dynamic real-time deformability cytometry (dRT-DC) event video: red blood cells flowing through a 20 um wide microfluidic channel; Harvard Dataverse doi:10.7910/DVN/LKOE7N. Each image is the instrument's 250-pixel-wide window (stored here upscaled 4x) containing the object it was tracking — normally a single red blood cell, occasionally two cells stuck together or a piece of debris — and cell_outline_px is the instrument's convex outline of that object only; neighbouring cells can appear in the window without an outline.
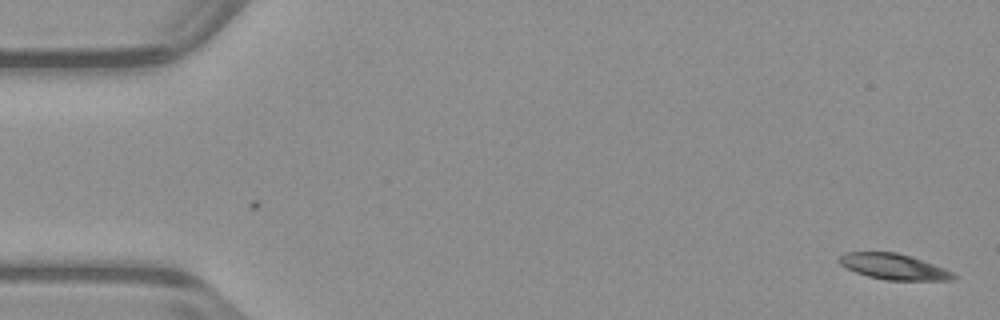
{"species": "common noctule bat (a hibernating species)", "species_latin": "Nyctalus noctula", "temperature_condition": "warm", "stored_images_in_passage": 52, "camera_frame_rate_fps": 3000, "um_per_image_px": 0.085, "animal": {"sex": "male", "body_mass_g": 23.1, "forearm_length_mm": 52.7}, "frame": {"image": 1, "passage_image": 1, "time_ms": 0.0, "image_size_px": [1000, 320], "cell_outline_px": [[956, 276], [952, 280], [884, 280], [868, 276], [856, 272], [840, 264], [836, 260], [844, 252], [896, 252], [912, 256], [944, 268], [952, 272]], "centroid_in_image_um": [75.94, 22.66], "position_along_channel_um": 9.1, "area_um2": 17.11}}
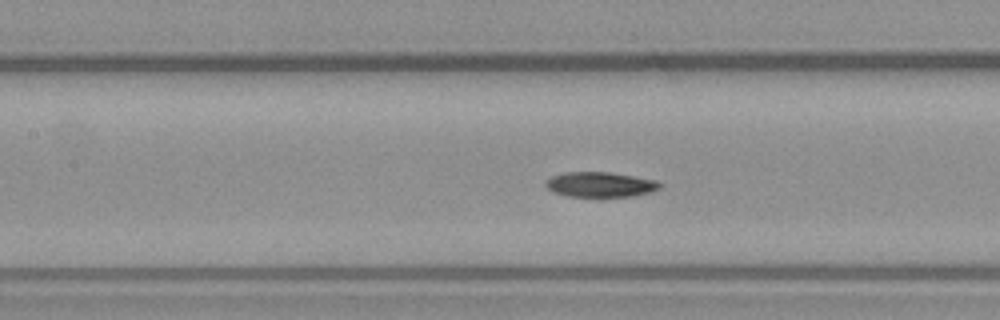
{"frame": {"image": 2, "passage_image": 23, "time_ms": 7.333, "image_size_px": [1000, 320], "cell_outline_px": [[660, 188], [652, 192], [632, 196], [568, 196], [552, 192], [544, 184], [544, 180], [552, 176], [564, 172], [608, 172], [656, 180], [660, 184]], "centroid_in_image_um": [50.98, 15.68], "position_along_channel_um": 156.4, "area_um2": 16.59}}
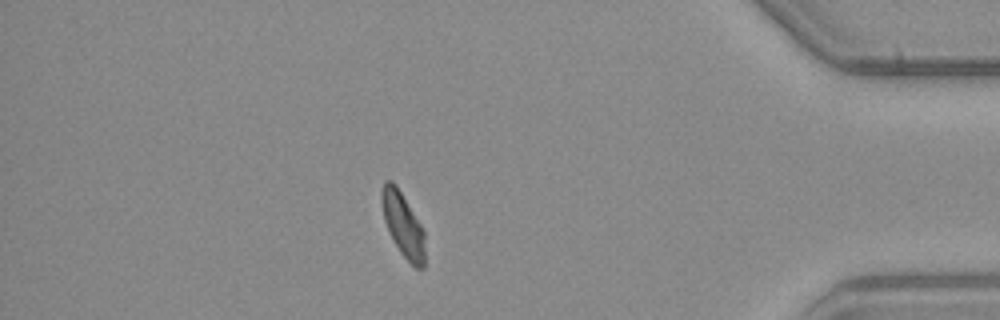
{"frame": {"image": 3, "passage_image": 45, "time_ms": 14.667, "image_size_px": [1000, 320], "cell_outline_px": [[424, 268], [416, 268], [400, 252], [392, 240], [384, 220], [380, 200], [380, 192], [384, 180], [392, 180], [396, 184], [420, 224], [424, 232]], "centroid_in_image_um": [34.21, 19.05], "position_along_channel_um": 401.0, "area_um2": 16.13}, "authors_computed_cell_mechanics": {"area_um2": 17.1088, "velocity_mm_per_s": 3.9283, "shape_relaxation_time_tau1_ms": 3.6311, "shape_relaxation_time_tau2_ms": 2.1736, "deformation_change_tau1": 0.1263, "deformation_change_tau2": 0.0507}}